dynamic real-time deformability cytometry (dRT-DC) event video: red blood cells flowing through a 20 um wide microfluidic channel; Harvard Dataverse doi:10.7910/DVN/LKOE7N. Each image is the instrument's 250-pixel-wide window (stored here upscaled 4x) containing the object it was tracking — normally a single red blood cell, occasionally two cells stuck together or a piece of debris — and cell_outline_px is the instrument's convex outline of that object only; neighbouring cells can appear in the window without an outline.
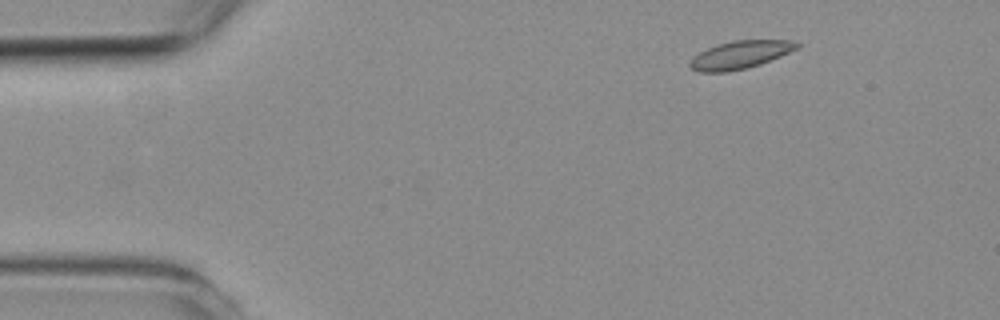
{"species": "common noctule bat (a hibernating species)", "species_latin": "Nyctalus noctula", "temperature_condition": "room temperature", "stored_images_in_passage": 2, "camera_frame_rate_fps": 3000, "um_per_image_px": 0.085, "animal": {"sex": "female", "body_mass_g": 19.3, "forearm_length_mm": 54.1}, "frame": {"image": 1, "passage_image": 2, "time_ms": 1.333, "image_size_px": [1000, 320], "cell_outline_px": [[800, 44], [796, 48], [780, 56], [760, 64], [748, 68], [724, 72], [700, 72], [692, 68], [688, 64], [692, 56], [708, 48], [732, 40], [788, 40]], "centroid_in_image_um": [62.86, 4.66], "position_along_channel_um": 22.1, "area_um2": 17.11}}